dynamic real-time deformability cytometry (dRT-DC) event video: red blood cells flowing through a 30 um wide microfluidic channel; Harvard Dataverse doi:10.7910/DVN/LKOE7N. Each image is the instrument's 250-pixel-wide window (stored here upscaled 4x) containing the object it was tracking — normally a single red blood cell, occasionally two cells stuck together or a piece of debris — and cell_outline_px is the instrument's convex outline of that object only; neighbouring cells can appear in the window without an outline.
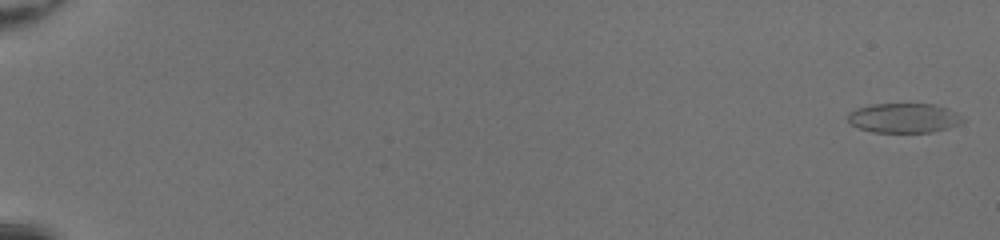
{"species": "common noctule bat (a hibernating species)", "species_latin": "Nyctalus noctula", "temperature_condition": "room temperature", "stored_images_in_passage": 51, "camera_frame_rate_fps": 3000, "um_per_image_px": 0.085, "animal": {"sex": "female", "body_mass_g": 20.0, "forearm_length_mm": 54.0}, "frame": {"image": 1, "passage_image": 1, "time_ms": 0.0, "image_size_px": [1000, 240], "cell_outline_px": [[964, 120], [948, 128], [932, 132], [872, 132], [860, 128], [852, 124], [848, 120], [848, 112], [856, 108], [872, 104], [932, 104], [948, 108], [956, 112]], "centroid_in_image_um": [76.8, 10.02], "position_along_channel_um": 8.2, "area_um2": 19.65}}
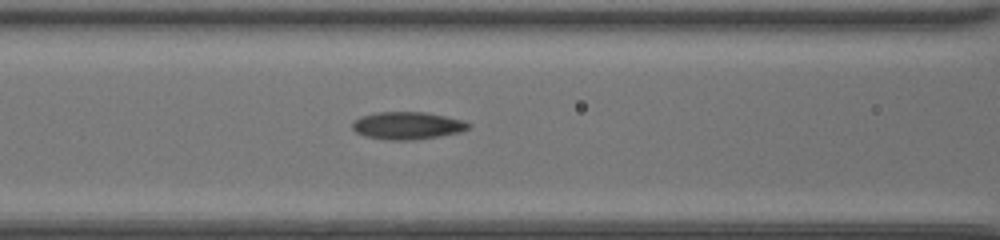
{"frame": {"image": 2, "passage_image": 25, "time_ms": 8.0, "image_size_px": [1000, 240], "cell_outline_px": [[472, 128], [460, 132], [412, 140], [388, 140], [364, 136], [356, 132], [352, 128], [352, 120], [360, 116], [376, 112], [424, 112], [464, 120], [472, 124]], "centroid_in_image_um": [34.61, 10.67], "position_along_channel_um": 132.0, "area_um2": 18.73}}
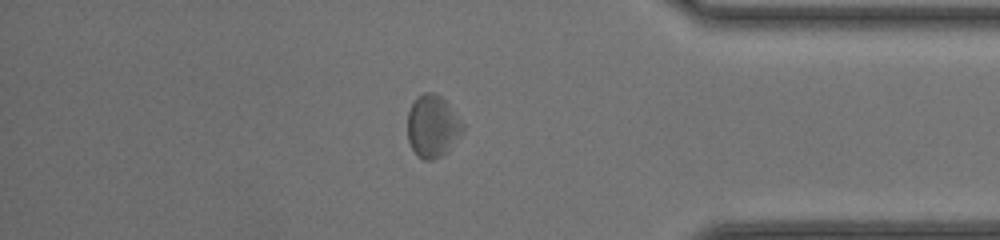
{"frame": {"image": 3, "passage_image": 45, "time_ms": 14.667, "image_size_px": [1000, 240], "cell_outline_px": [[464, 132], [448, 152], [432, 160], [424, 160], [416, 156], [408, 140], [408, 112], [416, 96], [424, 92], [432, 92], [440, 96], [448, 104], [464, 124]], "centroid_in_image_um": [36.78, 10.75], "position_along_channel_um": 398.4, "area_um2": 20.23}, "authors_computed_cell_mechanics": {"area_um2": 19.1896, "velocity_mm_per_s": 4.2567, "shape_relaxation_time_tau1_ms": 9.3518, "shape_relaxation_time_tau2_ms": 4.9291, "deformation_change_tau1": 0.1565, "deformation_change_tau2": 0.1308}}